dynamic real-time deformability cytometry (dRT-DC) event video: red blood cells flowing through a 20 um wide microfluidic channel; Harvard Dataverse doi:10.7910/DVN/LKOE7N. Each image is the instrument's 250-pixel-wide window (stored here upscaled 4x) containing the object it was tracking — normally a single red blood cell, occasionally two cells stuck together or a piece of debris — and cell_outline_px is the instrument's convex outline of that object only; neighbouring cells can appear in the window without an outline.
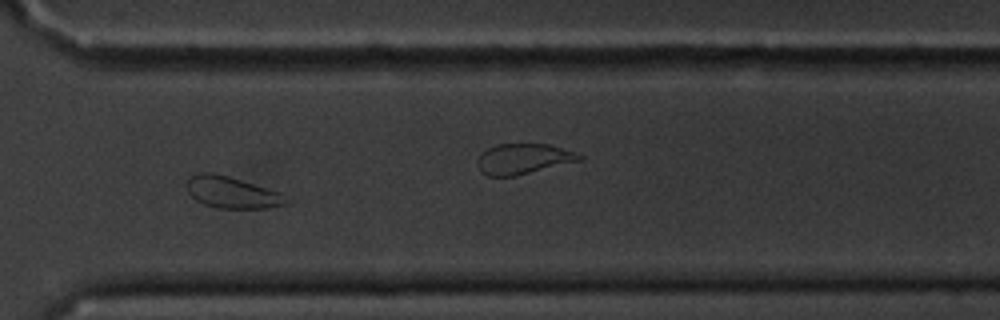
{"species": "common noctule bat (a hibernating species)", "species_latin": "Nyctalus noctula", "temperature_condition": "cold", "stored_images_in_passage": 14, "camera_frame_rate_fps": 3000, "um_per_image_px": 0.085, "animal": {"sex": "male", "body_mass_g": 20.1, "forearm_length_mm": 53.5}, "frame": {"image": 1, "passage_image": 10, "time_ms": 11.333, "image_size_px": [1000, 320], "cell_outline_px": [[284, 204], [268, 208], [220, 208], [204, 204], [196, 200], [188, 192], [188, 176], [200, 172], [212, 172], [228, 176], [280, 192], [284, 200]], "centroid_in_image_um": [19.64, 16.34], "position_along_channel_um": 351.0, "area_um2": 17.86}, "authors_computed_cell_mechanics": {"area_um2": 19.3919, "velocity_mm_per_s": 3.4198, "shape_relaxation_time_tau1_ms": 0.949, "shape_relaxation_time_tau2_ms": 1.0432, "deformation_change_tau1": 0.0835, "deformation_change_tau2": 0.0476}}